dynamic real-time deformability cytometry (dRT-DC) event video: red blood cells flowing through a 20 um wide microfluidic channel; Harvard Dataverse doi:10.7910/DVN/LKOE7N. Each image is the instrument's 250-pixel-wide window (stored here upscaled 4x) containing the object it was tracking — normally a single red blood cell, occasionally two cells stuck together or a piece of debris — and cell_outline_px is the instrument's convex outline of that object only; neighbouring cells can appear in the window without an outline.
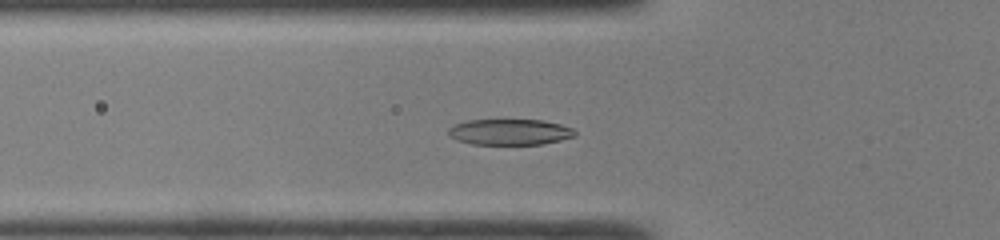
{"species": "common noctule bat (a hibernating species)", "species_latin": "Nyctalus noctula", "temperature_condition": "room temperature", "stored_images_in_passage": 38, "camera_frame_rate_fps": 3000, "um_per_image_px": 0.085, "animal": {"sex": "male", "body_mass_g": 19.0, "forearm_length_mm": 50.8}, "frame": {"image": 1, "passage_image": 7, "time_ms": 2.0, "image_size_px": [1000, 240], "cell_outline_px": [[576, 136], [560, 140], [540, 144], [472, 144], [456, 140], [448, 136], [448, 128], [456, 124], [468, 120], [544, 120], [560, 124], [572, 128], [576, 132]], "centroid_in_image_um": [43.32, 11.22], "position_along_channel_um": 82.5, "area_um2": 19.07}}
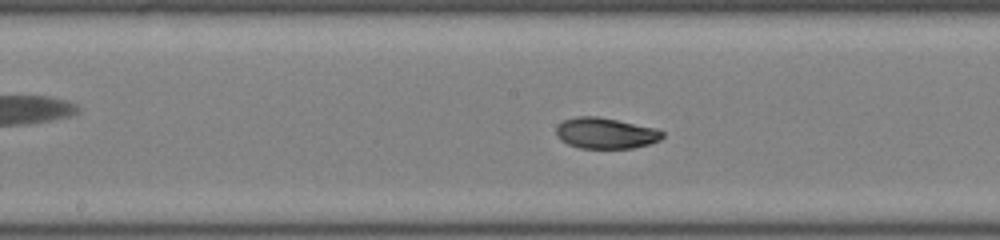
{"frame": {"image": 2, "passage_image": 15, "time_ms": 4.667, "image_size_px": [1000, 240], "cell_outline_px": [[664, 136], [660, 140], [648, 144], [632, 148], [580, 148], [568, 144], [560, 140], [556, 136], [556, 128], [564, 120], [576, 116], [596, 116], [656, 128], [664, 132]], "centroid_in_image_um": [51.47, 11.32], "position_along_channel_um": 196.7, "area_um2": 19.07}}
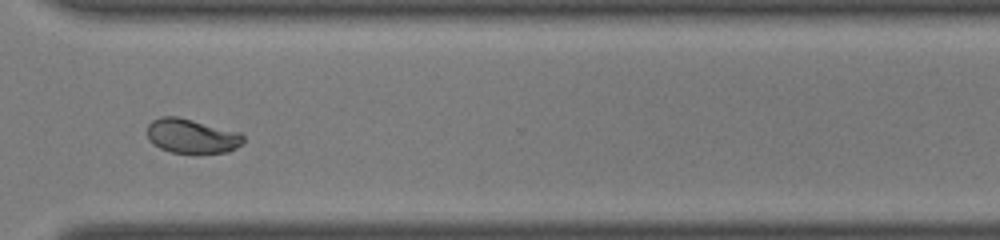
{"frame": {"image": 3, "passage_image": 26, "time_ms": 8.333, "image_size_px": [1000, 240], "cell_outline_px": [[244, 140], [236, 148], [228, 152], [172, 152], [160, 148], [152, 144], [148, 136], [148, 124], [152, 120], [160, 116], [176, 116], [240, 132], [244, 136]], "centroid_in_image_um": [16.28, 11.55], "position_along_channel_um": 354.3, "area_um2": 19.02}, "authors_computed_cell_mechanics": {"area_um2": 19.363, "velocity_mm_per_s": 4.2796, "shape_relaxation_time_tau1_ms": 2.6261, "shape_relaxation_time_tau2_ms": 0.9288, "deformation_change_tau1": 0.1602, "deformation_change_tau2": 0.0498}}